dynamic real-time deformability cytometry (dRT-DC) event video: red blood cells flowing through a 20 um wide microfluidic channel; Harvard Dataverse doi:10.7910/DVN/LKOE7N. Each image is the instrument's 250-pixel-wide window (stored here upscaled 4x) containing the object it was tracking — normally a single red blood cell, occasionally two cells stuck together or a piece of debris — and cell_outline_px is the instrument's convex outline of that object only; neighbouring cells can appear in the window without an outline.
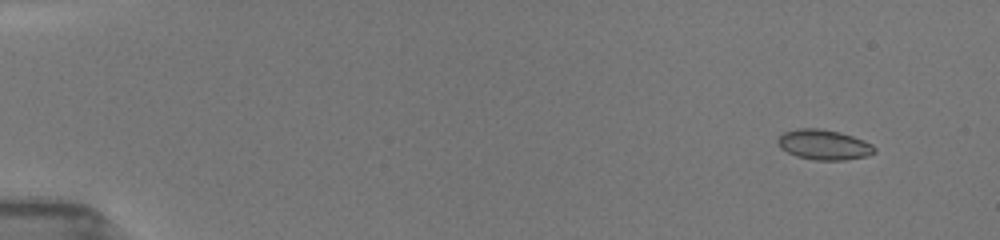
{"species": "common noctule bat (a hibernating species)", "species_latin": "Nyctalus noctula", "temperature_condition": "room temperature", "stored_images_in_passage": 11, "camera_frame_rate_fps": 3000, "um_per_image_px": 0.085, "animal": {"sex": "female", "body_mass_g": 19.5, "forearm_length_mm": 54.1}, "frame": {"image": 1, "passage_image": 3, "time_ms": 1.333, "image_size_px": [1000, 240], "cell_outline_px": [[876, 152], [868, 156], [844, 160], [816, 160], [796, 156], [780, 148], [776, 140], [784, 132], [796, 128], [820, 128], [840, 132], [864, 140], [872, 144], [876, 148]], "centroid_in_image_um": [70.04, 12.29], "position_along_channel_um": 15.0, "area_um2": 17.11}}
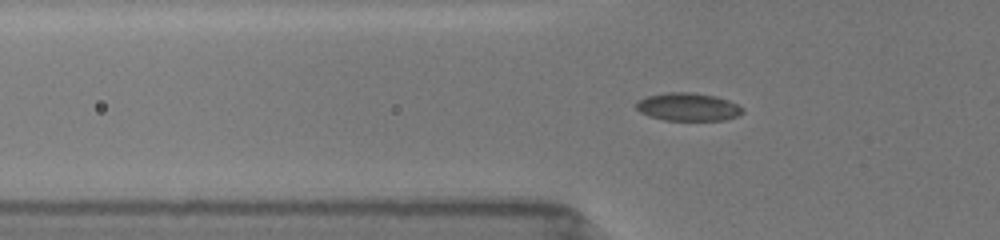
{"frame": {"image": 2, "passage_image": 8, "time_ms": 6.0, "image_size_px": [1000, 240], "cell_outline_px": [[744, 112], [740, 116], [724, 120], [664, 120], [648, 116], [640, 112], [636, 108], [636, 100], [648, 96], [668, 92], [692, 92], [716, 96], [728, 100], [744, 108]], "centroid_in_image_um": [58.49, 9.09], "position_along_channel_um": 67.3, "area_um2": 17.51}}
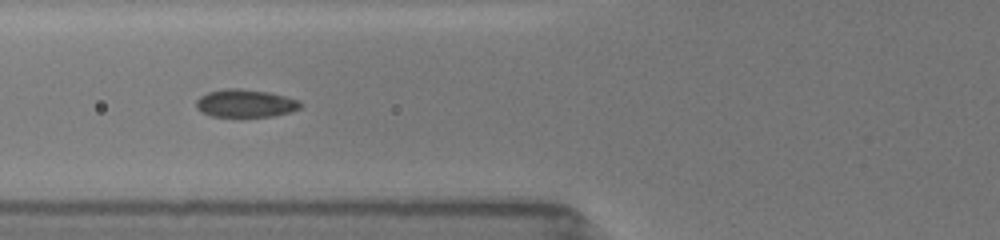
{"frame": {"image": 3, "passage_image": 10, "time_ms": 7.0, "image_size_px": [1000, 240], "cell_outline_px": [[304, 104], [300, 108], [292, 112], [272, 116], [212, 116], [200, 112], [196, 108], [196, 100], [200, 96], [208, 92], [224, 88], [240, 88], [268, 92], [300, 100]], "centroid_in_image_um": [20.87, 8.77], "position_along_channel_um": 104.9, "area_um2": 17.05}}